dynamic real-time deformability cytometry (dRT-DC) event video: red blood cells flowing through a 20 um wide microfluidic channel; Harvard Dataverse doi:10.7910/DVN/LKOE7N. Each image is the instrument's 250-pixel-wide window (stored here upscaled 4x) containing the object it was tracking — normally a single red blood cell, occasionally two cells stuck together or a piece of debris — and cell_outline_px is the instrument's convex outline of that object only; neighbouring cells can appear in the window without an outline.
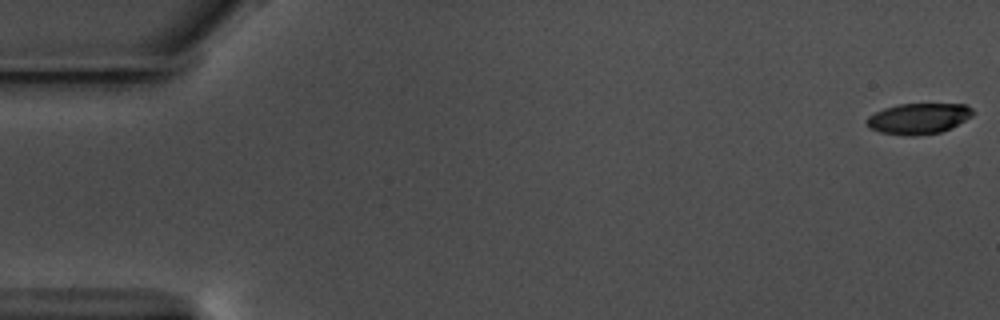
{"species": "common noctule bat (a hibernating species)", "species_latin": "Nyctalus noctula", "temperature_condition": "warm", "stored_images_in_passage": 58, "camera_frame_rate_fps": 3000, "um_per_image_px": 0.085, "animal": {"sex": "male", "body_mass_g": 17.5, "forearm_length_mm": 52.3}, "frame": {"image": 1, "passage_image": 1, "time_ms": 0.0, "image_size_px": [1000, 320], "cell_outline_px": [[972, 116], [940, 132], [912, 136], [880, 132], [868, 128], [864, 120], [868, 116], [884, 108], [900, 104], [964, 104], [972, 108]], "centroid_in_image_um": [78.01, 10.07], "position_along_channel_um": 7.0, "area_um2": 18.79}}
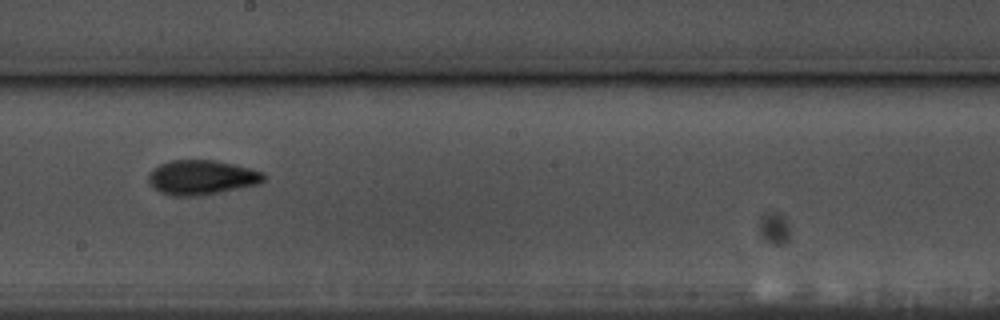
{"frame": {"image": 2, "passage_image": 33, "time_ms": 10.667, "image_size_px": [1000, 320], "cell_outline_px": [[264, 180], [260, 184], [200, 196], [172, 196], [160, 192], [152, 188], [148, 184], [148, 172], [152, 168], [160, 164], [172, 160], [212, 160], [232, 164], [264, 172]], "centroid_in_image_um": [17.08, 15.09], "position_along_channel_um": 231.1, "area_um2": 23.41}}
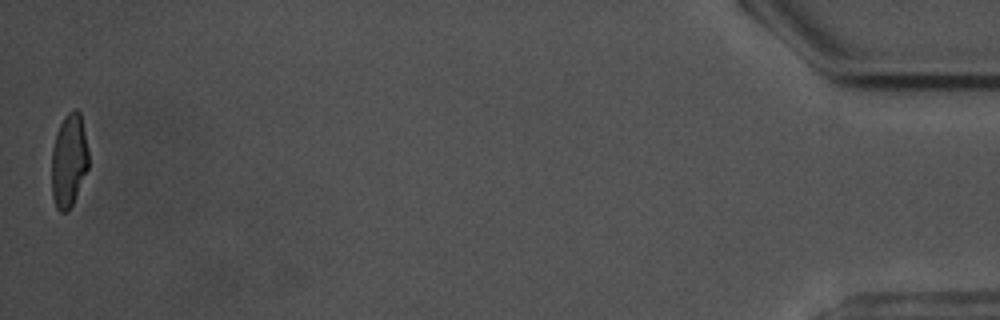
{"frame": {"image": 3, "passage_image": 58, "time_ms": 19.0, "image_size_px": [1000, 320], "cell_outline_px": [[88, 168], [72, 204], [64, 212], [60, 212], [56, 208], [52, 196], [52, 148], [56, 132], [64, 116], [68, 112], [76, 108], [80, 112], [88, 152]], "centroid_in_image_um": [5.84, 13.61], "position_along_channel_um": 429.4, "area_um2": 19.88}, "authors_computed_cell_mechanics": {"area_um2": 21.7328, "velocity_mm_per_s": 3.5381, "shape_relaxation_time_tau1_ms": 5.6544, "shape_relaxation_time_tau2_ms": 2.0799, "deformation_change_tau1": 0.1921, "deformation_change_tau2": 0.0781}}